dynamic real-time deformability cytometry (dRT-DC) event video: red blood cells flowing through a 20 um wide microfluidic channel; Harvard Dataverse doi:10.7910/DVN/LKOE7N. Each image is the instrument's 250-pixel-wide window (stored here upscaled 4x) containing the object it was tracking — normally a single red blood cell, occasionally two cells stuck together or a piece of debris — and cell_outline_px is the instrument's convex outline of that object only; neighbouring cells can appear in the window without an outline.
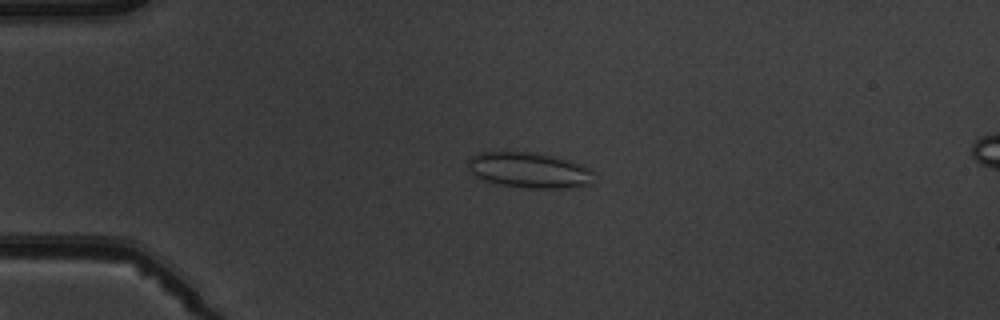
{"species": "common noctule bat (a hibernating species)", "species_latin": "Nyctalus noctula", "temperature_condition": "warm", "stored_images_in_passage": 6, "camera_frame_rate_fps": 3000, "um_per_image_px": 0.085, "animal": {"sex": "male", "body_mass_g": 19.5, "forearm_length_mm": 54.6}, "frame": {"image": 1, "passage_image": 4, "time_ms": 4.333, "image_size_px": [1000, 320], "cell_outline_px": [[592, 184], [572, 188], [528, 188], [500, 184], [484, 180], [468, 172], [468, 160], [472, 156], [480, 152], [532, 152], [556, 156], [580, 164], [588, 168], [592, 172]], "centroid_in_image_um": [44.97, 14.46], "position_along_channel_um": 40.0, "area_um2": 26.13}}